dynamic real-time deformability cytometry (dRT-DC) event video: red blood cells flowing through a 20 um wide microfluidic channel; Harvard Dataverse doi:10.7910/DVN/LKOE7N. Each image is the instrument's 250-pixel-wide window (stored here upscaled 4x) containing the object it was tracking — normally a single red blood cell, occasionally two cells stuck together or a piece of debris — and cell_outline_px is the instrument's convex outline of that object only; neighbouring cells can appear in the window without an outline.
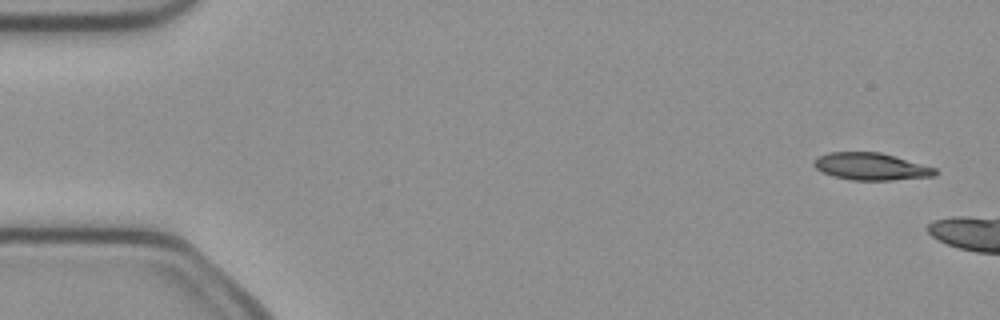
{"species": "common noctule bat (a hibernating species)", "species_latin": "Nyctalus noctula", "temperature_condition": "cold", "stored_images_in_passage": 3, "camera_frame_rate_fps": 3000, "um_per_image_px": 0.085, "animal": {"sex": "female", "body_mass_g": 21.9}, "frame": {"image": 1, "passage_image": 1, "time_ms": 0.0, "image_size_px": [1000, 320], "cell_outline_px": [[936, 176], [892, 180], [852, 180], [832, 176], [816, 168], [812, 164], [812, 160], [816, 156], [828, 152], [880, 152], [936, 168]], "centroid_in_image_um": [73.99, 14.15], "position_along_channel_um": 11.0, "area_um2": 19.25}}